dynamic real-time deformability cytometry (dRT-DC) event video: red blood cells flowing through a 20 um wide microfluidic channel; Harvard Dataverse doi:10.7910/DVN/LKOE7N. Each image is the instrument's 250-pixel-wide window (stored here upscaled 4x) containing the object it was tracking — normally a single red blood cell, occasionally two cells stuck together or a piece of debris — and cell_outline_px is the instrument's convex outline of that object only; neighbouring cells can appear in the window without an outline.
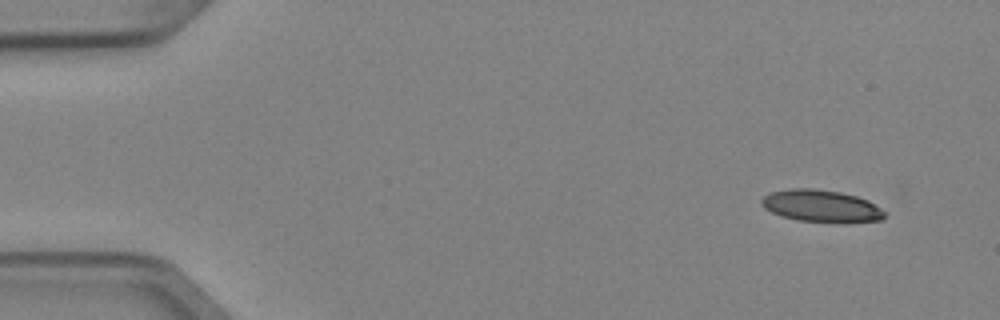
{"species": "Egyptian fruit bat (a non-hibernating species)", "species_latin": "Rousettus aegyptiacus", "temperature_condition": "cold", "stored_images_in_passage": 4, "camera_frame_rate_fps": 3000, "um_per_image_px": 0.085, "animal": {"sex": "female"}, "frame": {"image": 1, "passage_image": 1, "time_ms": 0.0, "image_size_px": [1000, 320], "cell_outline_px": [[884, 216], [880, 220], [796, 220], [772, 212], [764, 208], [760, 204], [760, 200], [764, 196], [772, 192], [788, 188], [812, 188], [840, 192], [856, 196], [868, 200], [880, 208], [884, 212]], "centroid_in_image_um": [69.71, 17.45], "position_along_channel_um": 15.3, "area_um2": 22.08}}
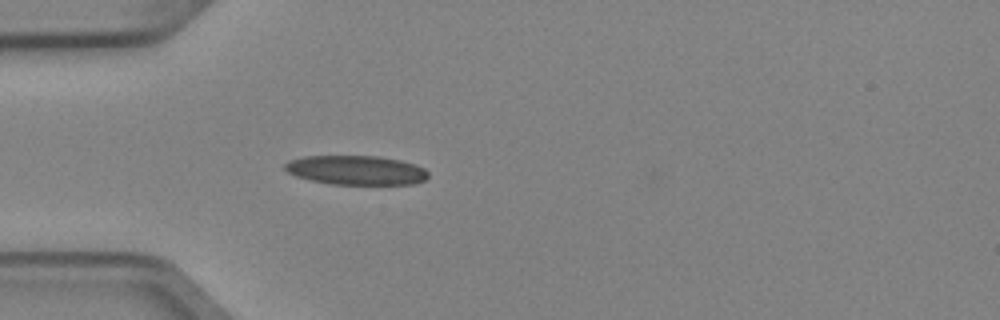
{"frame": {"image": 2, "passage_image": 4, "time_ms": 1.0, "image_size_px": [1000, 320], "cell_outline_px": [[428, 176], [424, 180], [412, 184], [332, 184], [312, 180], [296, 176], [288, 172], [284, 168], [284, 164], [288, 160], [304, 156], [380, 156], [400, 160], [416, 164], [424, 168], [428, 172]], "centroid_in_image_um": [30.27, 14.45], "position_along_channel_um": 54.7, "area_um2": 24.45}}